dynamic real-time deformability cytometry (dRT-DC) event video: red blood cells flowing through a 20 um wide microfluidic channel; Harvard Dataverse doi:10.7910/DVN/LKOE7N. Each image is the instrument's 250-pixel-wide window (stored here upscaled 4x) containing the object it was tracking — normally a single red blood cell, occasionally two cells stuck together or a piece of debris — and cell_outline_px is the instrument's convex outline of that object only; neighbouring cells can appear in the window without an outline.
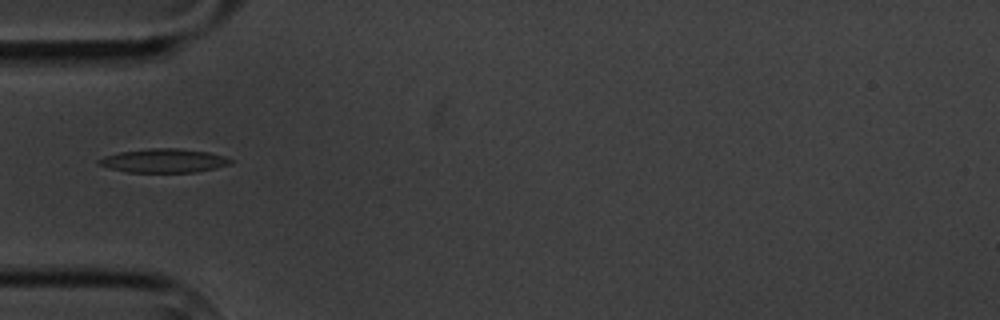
{"species": "common noctule bat (a hibernating species)", "species_latin": "Nyctalus noctula", "temperature_condition": "cold", "stored_images_in_passage": 5, "camera_frame_rate_fps": 3000, "um_per_image_px": 0.085, "animal": {"sex": "male", "body_mass_g": 20.1, "forearm_length_mm": 53.5}, "frame": {"image": 1, "passage_image": 4, "time_ms": 4.333, "image_size_px": [1000, 320], "cell_outline_px": [[232, 164], [216, 168], [196, 172], [128, 172], [108, 168], [96, 164], [96, 160], [104, 156], [120, 152], [148, 148], [176, 148], [208, 152], [224, 156], [232, 160]], "centroid_in_image_um": [13.89, 13.66], "position_along_channel_um": 71.1, "area_um2": 18.38}}
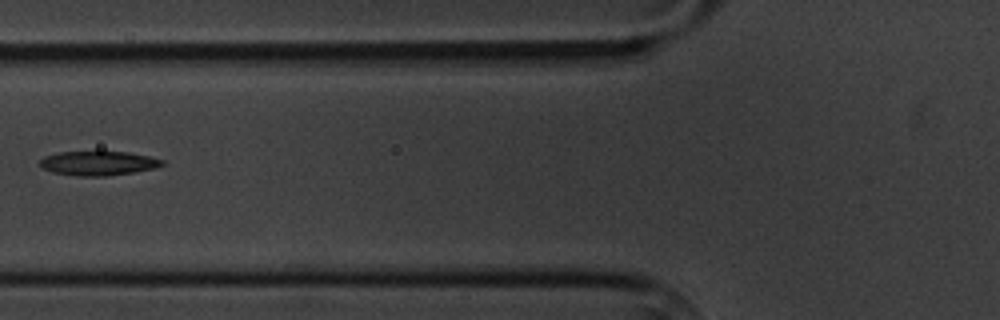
{"frame": {"image": 2, "passage_image": 5, "time_ms": 5.667, "image_size_px": [1000, 320], "cell_outline_px": [[164, 164], [156, 168], [136, 172], [108, 176], [80, 176], [52, 172], [36, 164], [44, 156], [60, 152], [128, 152], [148, 156], [164, 160]], "centroid_in_image_um": [8.36, 13.88], "position_along_channel_um": 117.4, "area_um2": 17.34}}